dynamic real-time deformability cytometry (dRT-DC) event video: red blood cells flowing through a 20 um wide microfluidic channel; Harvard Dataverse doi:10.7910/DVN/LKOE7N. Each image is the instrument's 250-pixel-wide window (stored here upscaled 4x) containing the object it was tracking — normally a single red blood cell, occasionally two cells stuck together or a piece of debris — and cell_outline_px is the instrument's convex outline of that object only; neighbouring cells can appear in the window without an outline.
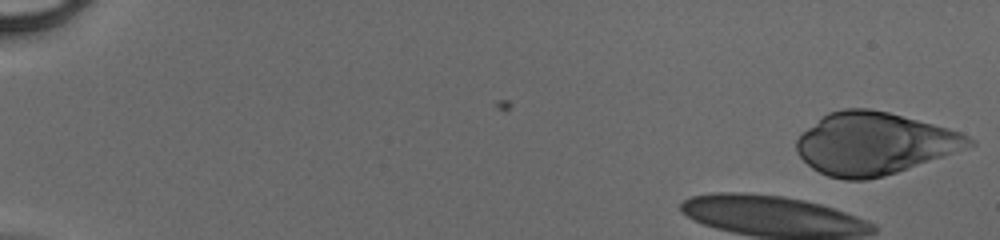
{"species": "human", "species_latin": "Homo sapiens", "temperature_condition": "cold", "stored_images_in_passage": 10, "camera_frame_rate_fps": 3000, "um_per_image_px": 0.085, "donor": {"sex": "male"}, "frame": {"image": 1, "passage_image": 1, "time_ms": 0.0, "image_size_px": [1000, 240], "cell_outline_px": [[976, 144], [944, 156], [884, 176], [864, 180], [844, 180], [828, 176], [812, 168], [796, 152], [796, 140], [808, 128], [828, 112], [844, 108], [868, 108], [888, 112], [948, 128], [960, 132], [976, 140]], "centroid_in_image_um": [74.3, 12.2], "position_along_channel_um": 10.7, "area_um2": 62.02}}